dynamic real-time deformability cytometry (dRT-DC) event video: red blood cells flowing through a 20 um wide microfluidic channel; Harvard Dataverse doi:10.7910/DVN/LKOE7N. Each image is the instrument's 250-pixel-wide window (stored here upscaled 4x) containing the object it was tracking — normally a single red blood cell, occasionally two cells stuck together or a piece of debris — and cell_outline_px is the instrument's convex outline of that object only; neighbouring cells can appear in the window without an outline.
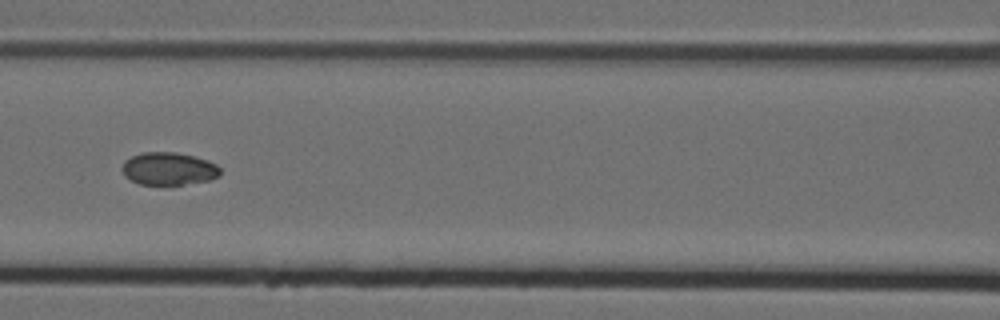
{"species": "Egyptian fruit bat (a non-hibernating species)", "species_latin": "Rousettus aegyptiacus", "temperature_condition": "cold", "stored_images_in_passage": 11, "camera_frame_rate_fps": 3000, "um_per_image_px": 0.085, "animal": {"sex": "female"}, "frame": {"image": 1, "passage_image": 7, "time_ms": 2.0, "image_size_px": [1000, 320], "cell_outline_px": [[220, 176], [208, 180], [184, 184], [140, 184], [124, 176], [120, 168], [124, 160], [132, 156], [144, 152], [176, 152], [208, 160], [216, 164], [220, 168]], "centroid_in_image_um": [14.31, 14.33], "position_along_channel_um": 152.3, "area_um2": 18.67}}
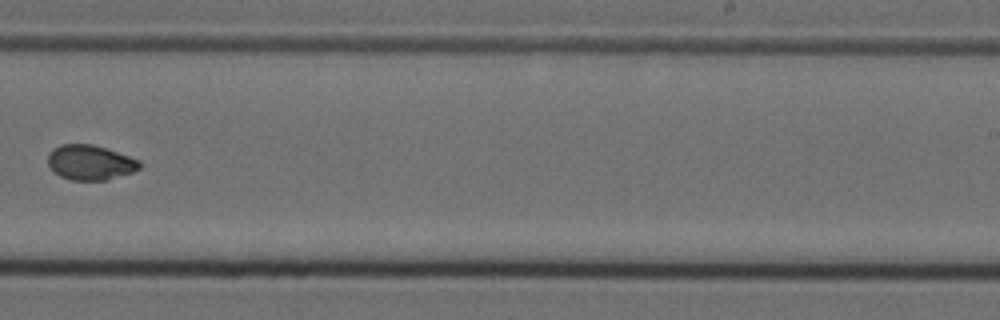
{"frame": {"image": 2, "passage_image": 10, "time_ms": 3.0, "image_size_px": [1000, 320], "cell_outline_px": [[140, 168], [132, 172], [108, 180], [72, 180], [60, 176], [52, 172], [48, 164], [48, 156], [52, 148], [60, 144], [92, 144], [140, 160]], "centroid_in_image_um": [7.63, 13.82], "position_along_channel_um": 281.4, "area_um2": 18.67}}
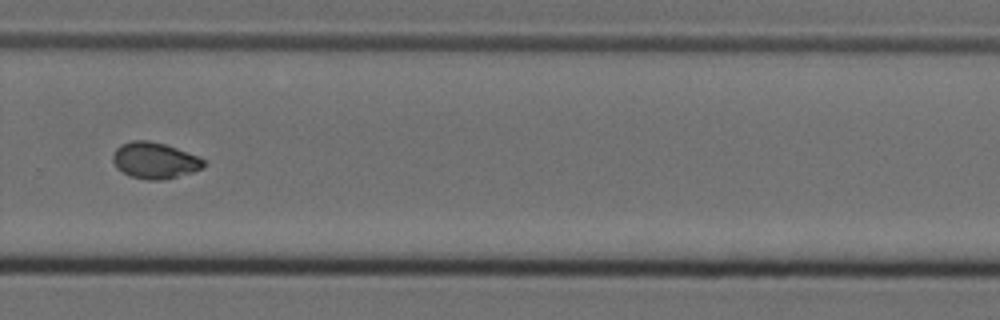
{"frame": {"image": 3, "passage_image": 11, "time_ms": 3.333, "image_size_px": [1000, 320], "cell_outline_px": [[204, 168], [192, 172], [164, 180], [148, 180], [132, 176], [116, 168], [112, 160], [112, 156], [116, 148], [120, 144], [132, 140], [148, 140], [164, 144], [200, 156], [204, 160]], "centroid_in_image_um": [13.15, 13.63], "position_along_channel_um": 316.7, "area_um2": 19.25}}